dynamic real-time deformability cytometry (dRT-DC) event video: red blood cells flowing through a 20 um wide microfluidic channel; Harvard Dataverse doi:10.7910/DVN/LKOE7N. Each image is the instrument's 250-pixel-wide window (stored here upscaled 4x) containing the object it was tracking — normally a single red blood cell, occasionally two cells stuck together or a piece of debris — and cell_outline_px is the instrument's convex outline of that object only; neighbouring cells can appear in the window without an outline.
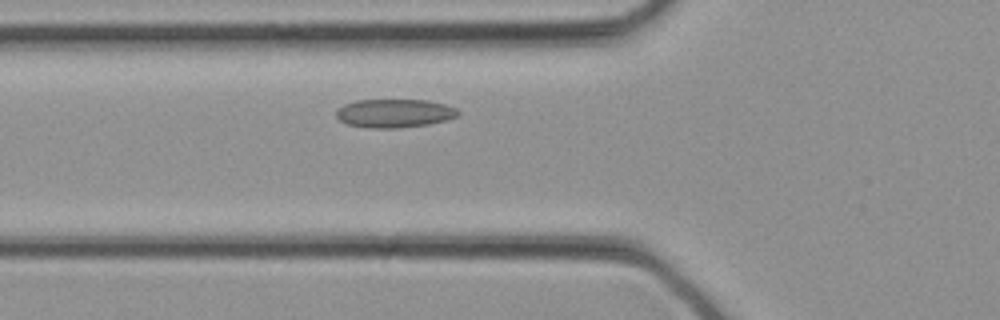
{"species": "common noctule bat (a hibernating species)", "species_latin": "Nyctalus noctula", "temperature_condition": "cold", "stored_images_in_passage": 27, "camera_frame_rate_fps": 3000, "um_per_image_px": 0.085, "animal": {"sex": "female", "body_mass_g": 21.9}, "frame": {"image": 1, "passage_image": 6, "time_ms": 1.667, "image_size_px": [1000, 320], "cell_outline_px": [[460, 112], [456, 116], [448, 120], [428, 124], [400, 128], [368, 128], [348, 124], [340, 120], [336, 116], [336, 108], [344, 104], [356, 100], [428, 100], [444, 104], [456, 108]], "centroid_in_image_um": [33.51, 9.63], "position_along_channel_um": 92.3, "area_um2": 20.35}}
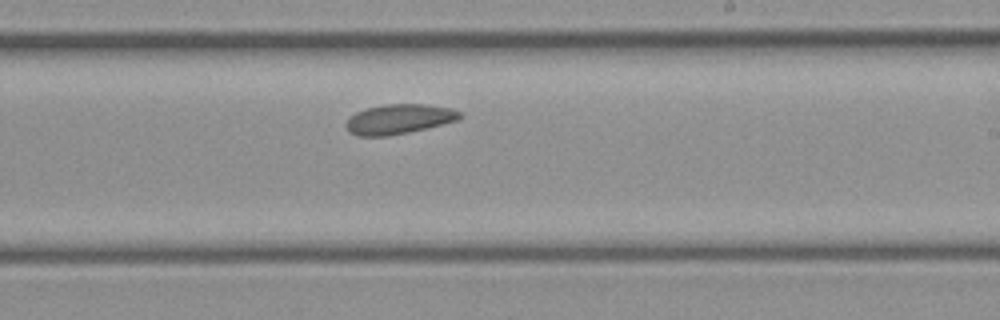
{"frame": {"image": 2, "passage_image": 14, "time_ms": 4.333, "image_size_px": [1000, 320], "cell_outline_px": [[464, 116], [460, 120], [408, 132], [388, 136], [356, 136], [348, 132], [344, 124], [356, 112], [364, 108], [384, 104], [424, 104], [452, 108], [460, 112]], "centroid_in_image_um": [33.91, 10.12], "position_along_channel_um": 255.1, "area_um2": 19.94}}
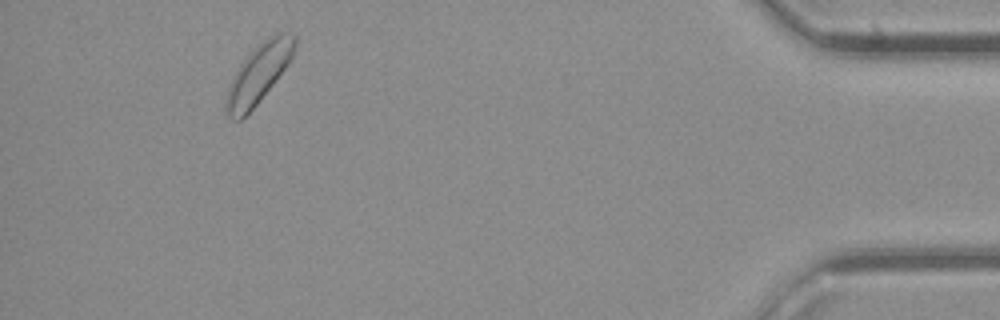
{"frame": {"image": 3, "passage_image": 25, "time_ms": 8.0, "image_size_px": [1000, 320], "cell_outline_px": [[296, 44], [292, 56], [288, 64], [260, 100], [240, 120], [232, 120], [224, 112], [224, 104], [228, 88], [240, 64], [252, 48], [264, 40], [280, 32], [284, 32], [296, 36]], "centroid_in_image_um": [21.95, 6.27], "position_along_channel_um": 413.2, "area_um2": 23.24}}